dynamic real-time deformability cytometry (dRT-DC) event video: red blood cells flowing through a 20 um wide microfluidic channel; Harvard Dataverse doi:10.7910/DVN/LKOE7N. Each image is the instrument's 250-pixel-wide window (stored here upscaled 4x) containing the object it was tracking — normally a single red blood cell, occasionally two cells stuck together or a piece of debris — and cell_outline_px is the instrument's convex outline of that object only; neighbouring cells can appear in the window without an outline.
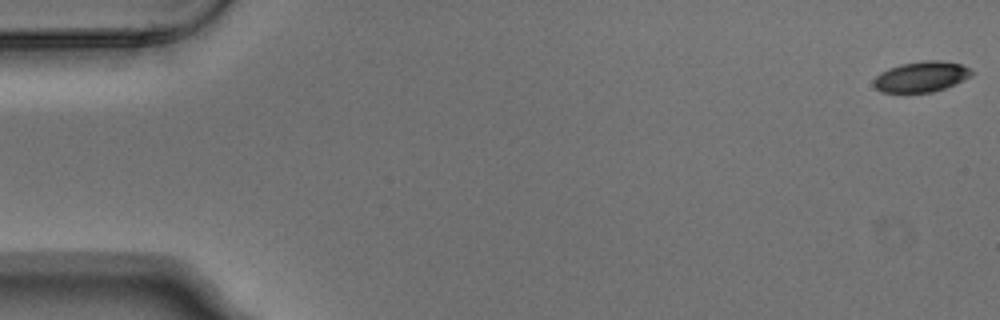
{"species": "Egyptian fruit bat (a non-hibernating species)", "species_latin": "Rousettus aegyptiacus", "temperature_condition": "warm", "stored_images_in_passage": 6, "camera_frame_rate_fps": 3000, "um_per_image_px": 0.085, "animal": {"sex": "male"}, "frame": {"image": 1, "passage_image": 1, "time_ms": 0.0, "image_size_px": [1000, 320], "cell_outline_px": [[976, 72], [972, 76], [956, 84], [932, 92], [880, 92], [872, 84], [872, 80], [880, 72], [888, 68], [900, 64], [924, 60], [940, 60], [960, 64]], "centroid_in_image_um": [78.3, 6.51], "position_along_channel_um": 6.7, "area_um2": 17.63}}
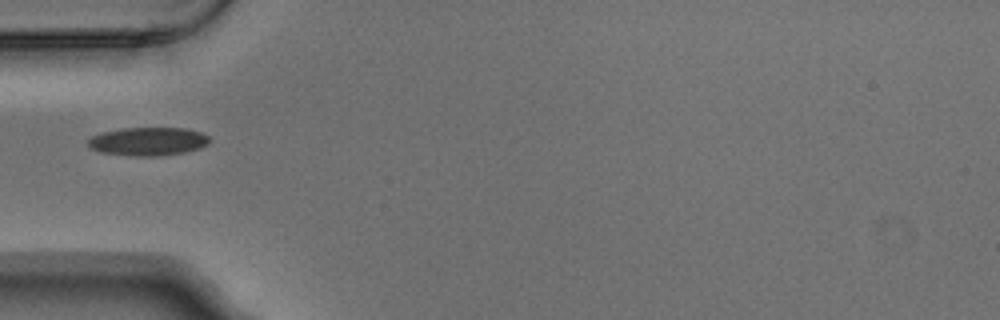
{"frame": {"image": 2, "passage_image": 5, "time_ms": 1.333, "image_size_px": [1000, 320], "cell_outline_px": [[208, 144], [200, 148], [184, 152], [160, 156], [132, 156], [100, 152], [88, 148], [88, 140], [92, 136], [104, 132], [124, 128], [184, 128], [200, 132], [208, 136]], "centroid_in_image_um": [12.56, 12.03], "position_along_channel_um": 72.4, "area_um2": 20.0}}
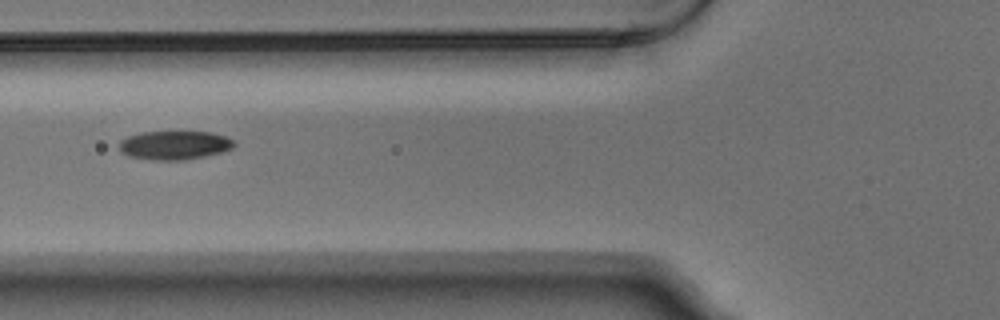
{"frame": {"image": 3, "passage_image": 6, "time_ms": 1.667, "image_size_px": [1000, 320], "cell_outline_px": [[236, 144], [232, 148], [220, 152], [204, 156], [184, 160], [156, 160], [128, 156], [120, 152], [120, 140], [128, 136], [140, 132], [212, 132], [236, 140]], "centroid_in_image_um": [14.83, 12.34], "position_along_channel_um": 111.0, "area_um2": 19.25}}